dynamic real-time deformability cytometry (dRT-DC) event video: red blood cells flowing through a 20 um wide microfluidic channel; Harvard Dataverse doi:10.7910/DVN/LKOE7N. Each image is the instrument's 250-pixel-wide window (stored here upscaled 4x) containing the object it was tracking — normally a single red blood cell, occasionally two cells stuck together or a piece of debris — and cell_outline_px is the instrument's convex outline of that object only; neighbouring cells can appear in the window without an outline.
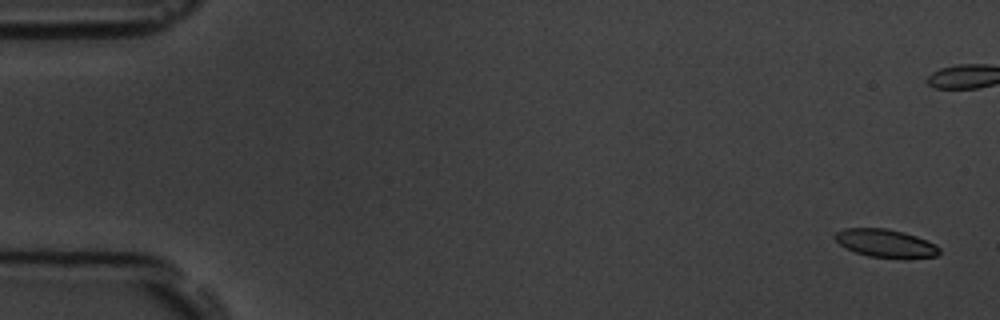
{"species": "common noctule bat (a hibernating species)", "species_latin": "Nyctalus noctula", "temperature_condition": "room temperature", "stored_images_in_passage": 7, "camera_frame_rate_fps": 3000, "um_per_image_px": 0.085, "animal": {"sex": "male", "body_mass_g": 19.5, "forearm_length_mm": 54.6}, "frame": {"image": 1, "passage_image": 1, "time_ms": 0.0, "image_size_px": [1000, 320], "cell_outline_px": [[940, 252], [936, 256], [868, 256], [856, 252], [840, 244], [832, 236], [836, 232], [844, 228], [888, 228], [904, 232], [916, 236], [936, 244], [940, 248]], "centroid_in_image_um": [75.23, 20.63], "position_along_channel_um": 9.8, "area_um2": 16.47}}
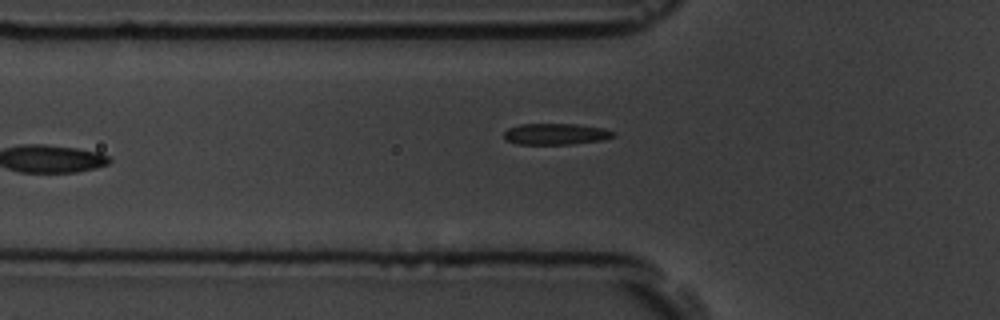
{"frame": {"image": 2, "passage_image": 7, "time_ms": 7.0, "image_size_px": [1000, 320], "cell_outline_px": [[616, 136], [600, 140], [572, 144], [516, 144], [504, 140], [504, 132], [508, 128], [520, 124], [576, 124], [604, 128], [616, 132]], "centroid_in_image_um": [47.23, 11.39], "position_along_channel_um": 78.6, "area_um2": 13.64}}